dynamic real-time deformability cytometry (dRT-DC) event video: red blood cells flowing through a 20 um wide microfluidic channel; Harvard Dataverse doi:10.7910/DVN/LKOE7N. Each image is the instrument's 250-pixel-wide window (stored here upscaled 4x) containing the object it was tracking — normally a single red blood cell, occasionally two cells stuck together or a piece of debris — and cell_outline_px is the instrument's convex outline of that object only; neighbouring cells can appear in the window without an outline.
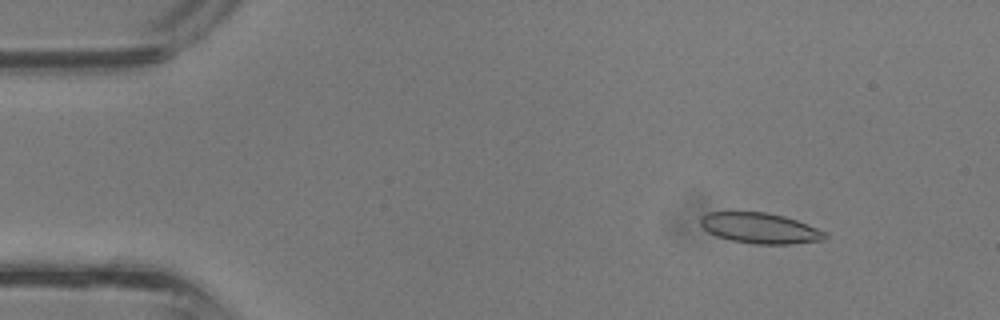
{"species": "common noctule bat (a hibernating species)", "species_latin": "Nyctalus noctula", "temperature_condition": "room temperature", "stored_images_in_passage": 35, "camera_frame_rate_fps": 3000, "um_per_image_px": 0.085, "animal": {"sex": "male", "body_mass_g": 13.3}, "frame": {"image": 1, "passage_image": 2, "time_ms": 0.333, "image_size_px": [1000, 320], "cell_outline_px": [[828, 236], [824, 240], [792, 244], [756, 244], [732, 240], [716, 236], [708, 232], [700, 224], [700, 216], [708, 212], [768, 212], [784, 216], [796, 220], [816, 228], [824, 232]], "centroid_in_image_um": [64.58, 19.39], "position_along_channel_um": 20.4, "area_um2": 22.14}}
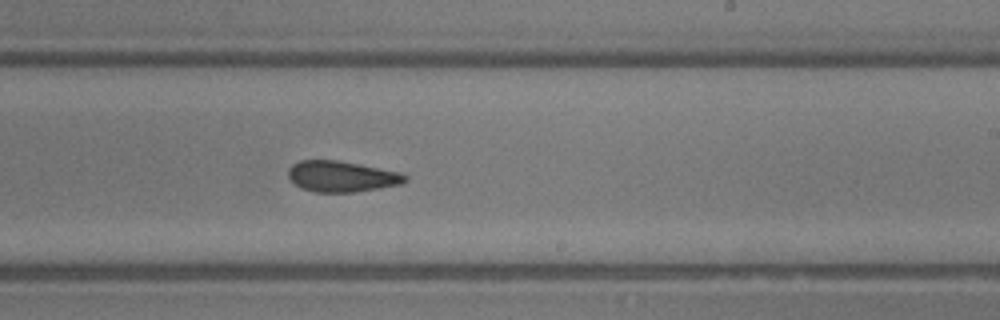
{"frame": {"image": 2, "passage_image": 20, "time_ms": 6.333, "image_size_px": [1000, 320], "cell_outline_px": [[408, 180], [400, 184], [380, 188], [352, 192], [316, 192], [300, 188], [288, 176], [288, 168], [292, 164], [300, 160], [336, 160], [400, 172], [408, 176]], "centroid_in_image_um": [29.03, 15.0], "position_along_channel_um": 260.0, "area_um2": 20.92}}
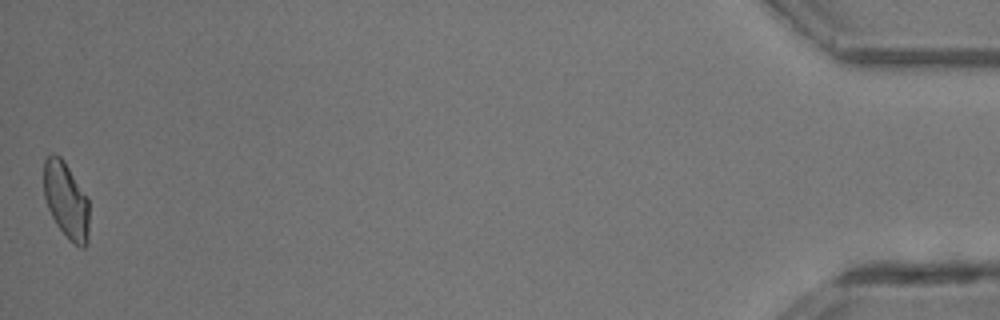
{"frame": {"image": 3, "passage_image": 35, "time_ms": 11.333, "image_size_px": [1000, 320], "cell_outline_px": [[88, 244], [84, 248], [80, 248], [56, 224], [48, 208], [44, 196], [44, 160], [52, 152], [60, 156], [64, 160], [88, 196]], "centroid_in_image_um": [5.63, 16.98], "position_along_channel_um": 429.6, "area_um2": 20.17}}